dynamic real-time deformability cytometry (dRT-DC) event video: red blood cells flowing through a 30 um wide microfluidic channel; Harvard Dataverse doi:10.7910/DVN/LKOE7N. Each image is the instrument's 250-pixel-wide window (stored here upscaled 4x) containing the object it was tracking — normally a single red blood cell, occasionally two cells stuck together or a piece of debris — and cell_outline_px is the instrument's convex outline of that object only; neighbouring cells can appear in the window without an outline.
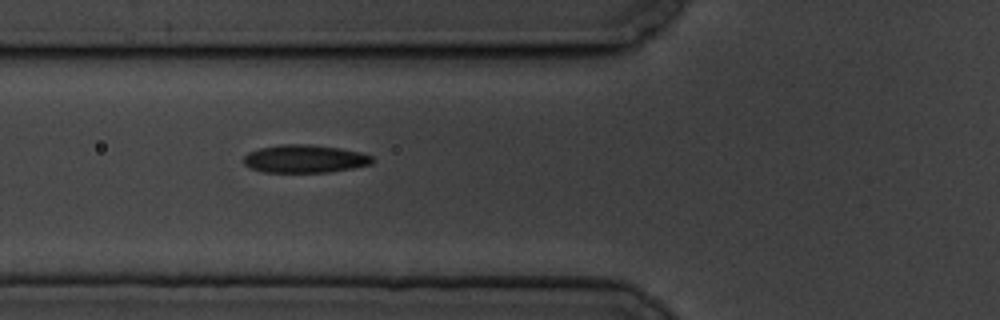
{"species": "common noctule bat (a hibernating species)", "species_latin": "Nyctalus noctula", "temperature_condition": "cold", "stored_images_in_passage": 7, "camera_frame_rate_fps": 3000, "um_per_image_px": 0.085, "animal": {"sex": "male", "body_mass_g": 19.5, "forearm_length_mm": 54.6}, "frame": {"image": 1, "passage_image": 7, "time_ms": 7.0, "image_size_px": [1000, 320], "cell_outline_px": [[376, 160], [372, 164], [352, 168], [328, 172], [264, 172], [252, 168], [244, 164], [244, 156], [248, 152], [260, 148], [280, 144], [312, 144], [340, 148], [360, 152], [372, 156]], "centroid_in_image_um": [25.93, 13.49], "position_along_channel_um": 99.9, "area_um2": 21.04}}